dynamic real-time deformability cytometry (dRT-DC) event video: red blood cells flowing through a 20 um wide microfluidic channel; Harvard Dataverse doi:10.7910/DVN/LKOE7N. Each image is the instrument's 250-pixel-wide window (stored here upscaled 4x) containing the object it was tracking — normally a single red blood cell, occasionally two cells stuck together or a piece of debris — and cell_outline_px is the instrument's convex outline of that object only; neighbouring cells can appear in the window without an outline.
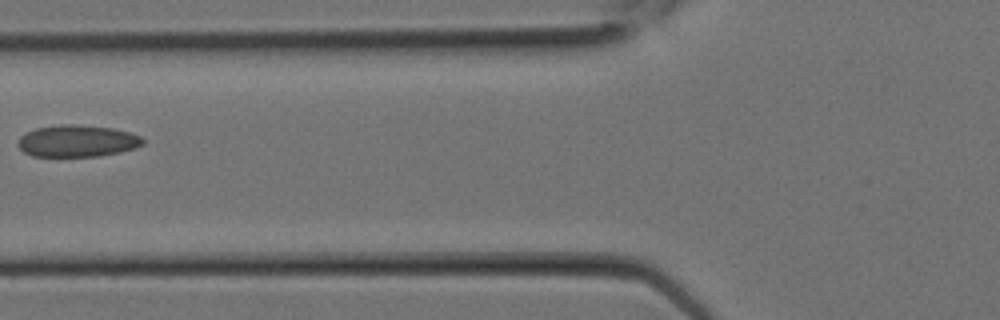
{"species": "Egyptian fruit bat (a non-hibernating species)", "species_latin": "Rousettus aegyptiacus", "temperature_condition": "room temperature", "stored_images_in_passage": 3, "camera_frame_rate_fps": 3000, "um_per_image_px": 0.085, "animal": {"sex": "female"}, "frame": {"image": 1, "passage_image": 3, "time_ms": 0.667, "image_size_px": [1000, 320], "cell_outline_px": [[144, 144], [136, 148], [120, 152], [96, 156], [32, 156], [24, 152], [20, 148], [20, 136], [36, 128], [64, 124], [76, 124], [112, 128], [128, 132], [140, 136], [144, 140]], "centroid_in_image_um": [6.6, 11.98], "position_along_channel_um": 119.2, "area_um2": 22.95}}